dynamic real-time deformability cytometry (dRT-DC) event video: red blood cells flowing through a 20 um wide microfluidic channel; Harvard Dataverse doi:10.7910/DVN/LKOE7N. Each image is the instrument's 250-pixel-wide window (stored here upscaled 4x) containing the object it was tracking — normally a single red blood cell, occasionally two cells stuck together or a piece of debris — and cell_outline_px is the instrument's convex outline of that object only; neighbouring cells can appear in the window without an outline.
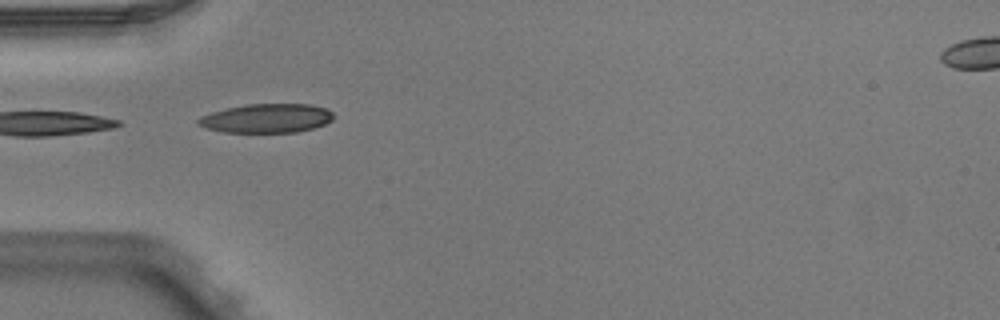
{"species": "Egyptian fruit bat (a non-hibernating species)", "species_latin": "Rousettus aegyptiacus", "temperature_condition": "warm", "stored_images_in_passage": 1, "camera_frame_rate_fps": 3000, "um_per_image_px": 0.085, "animal": {"sex": "male"}, "frame": {"image": 1, "passage_image": 1, "time_ms": 0.0, "image_size_px": [1000, 320], "cell_outline_px": [[332, 120], [324, 124], [312, 128], [296, 132], [220, 132], [204, 128], [196, 124], [196, 120], [200, 116], [212, 112], [228, 108], [248, 104], [308, 104], [324, 108], [332, 112]], "centroid_in_image_um": [22.6, 10.06], "position_along_channel_um": 62.4, "area_um2": 22.77}}